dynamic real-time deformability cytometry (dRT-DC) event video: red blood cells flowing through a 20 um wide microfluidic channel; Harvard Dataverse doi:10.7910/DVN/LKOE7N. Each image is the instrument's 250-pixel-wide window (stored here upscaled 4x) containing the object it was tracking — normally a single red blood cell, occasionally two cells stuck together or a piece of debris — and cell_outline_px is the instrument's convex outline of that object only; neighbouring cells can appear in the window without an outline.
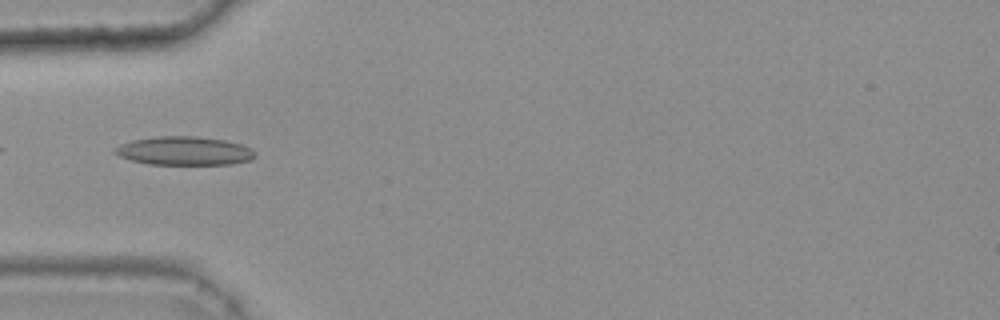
{"species": "common noctule bat (a hibernating species)", "species_latin": "Nyctalus noctula", "temperature_condition": "warm", "stored_images_in_passage": 6, "camera_frame_rate_fps": 3000, "um_per_image_px": 0.085, "animal": {"sex": "female", "body_mass_g": 25.1}, "frame": {"image": 1, "passage_image": 1, "time_ms": 0.0, "image_size_px": [1000, 320], "cell_outline_px": [[256, 156], [248, 160], [232, 164], [148, 164], [132, 160], [120, 156], [116, 152], [116, 148], [120, 144], [132, 140], [156, 136], [196, 136], [224, 140], [240, 144], [252, 148], [256, 152]], "centroid_in_image_um": [15.7, 12.82], "position_along_channel_um": 69.3, "area_um2": 23.18}}
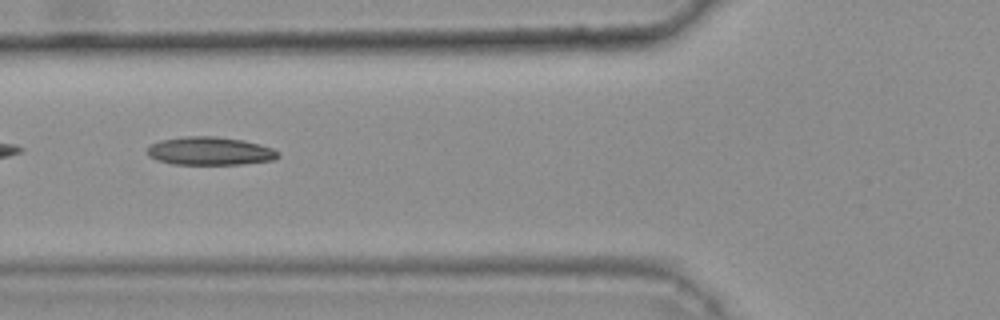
{"frame": {"image": 2, "passage_image": 4, "time_ms": 1.0, "image_size_px": [1000, 320], "cell_outline_px": [[280, 156], [272, 160], [244, 164], [172, 164], [156, 160], [148, 156], [148, 148], [152, 144], [160, 140], [184, 136], [216, 136], [244, 140], [260, 144], [272, 148], [280, 152]], "centroid_in_image_um": [17.86, 12.83], "position_along_channel_um": 107.9, "area_um2": 21.62}}